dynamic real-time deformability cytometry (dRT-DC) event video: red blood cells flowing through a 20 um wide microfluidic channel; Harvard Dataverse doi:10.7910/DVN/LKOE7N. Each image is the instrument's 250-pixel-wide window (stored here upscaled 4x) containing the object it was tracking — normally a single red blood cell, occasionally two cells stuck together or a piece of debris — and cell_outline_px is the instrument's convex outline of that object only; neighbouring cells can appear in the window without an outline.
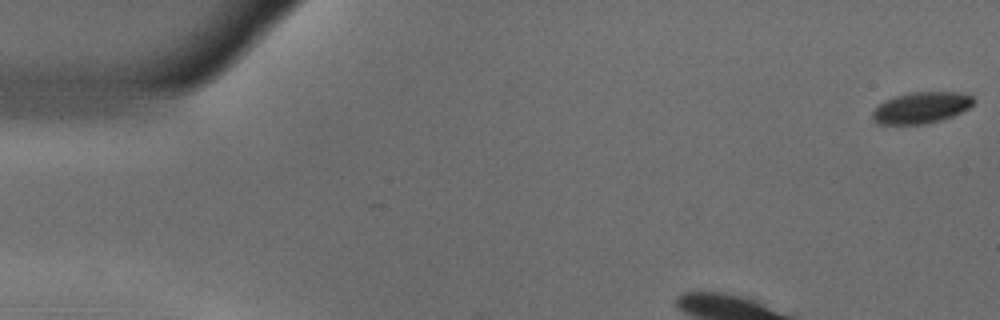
{"species": "common noctule bat (a hibernating species)", "species_latin": "Nyctalus noctula", "temperature_condition": "warm", "stored_images_in_passage": 49, "camera_frame_rate_fps": 3000, "um_per_image_px": 0.085, "animal": {"sex": "male", "body_mass_g": 18.8}, "frame": {"image": 1, "passage_image": 1, "time_ms": 0.0, "image_size_px": [1000, 320], "cell_outline_px": [[976, 100], [968, 108], [952, 116], [940, 120], [924, 124], [880, 124], [872, 120], [872, 112], [880, 104], [896, 96], [912, 92], [960, 92], [972, 96]], "centroid_in_image_um": [78.32, 9.15], "position_along_channel_um": 6.7, "area_um2": 18.21}}
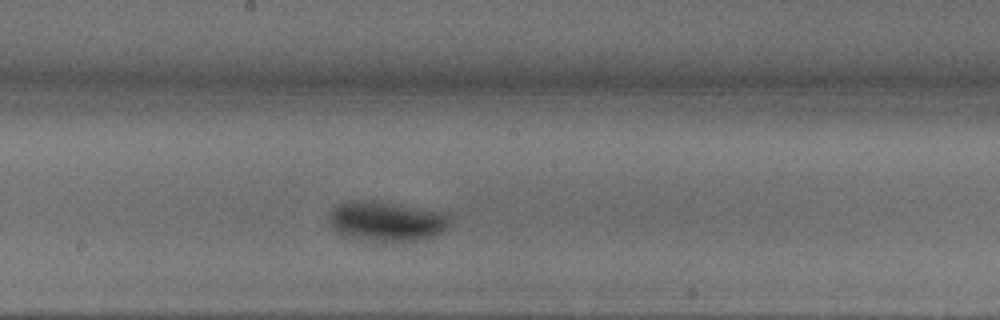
{"frame": {"image": 2, "passage_image": 23, "time_ms": 7.333, "image_size_px": [1000, 320], "cell_outline_px": [[448, 228], [432, 236], [416, 240], [384, 244], [364, 244], [332, 228], [328, 220], [328, 212], [332, 208], [340, 204], [352, 200], [372, 200], [440, 212], [448, 216]], "centroid_in_image_um": [32.75, 18.86], "position_along_channel_um": 215.5, "area_um2": 28.61}}
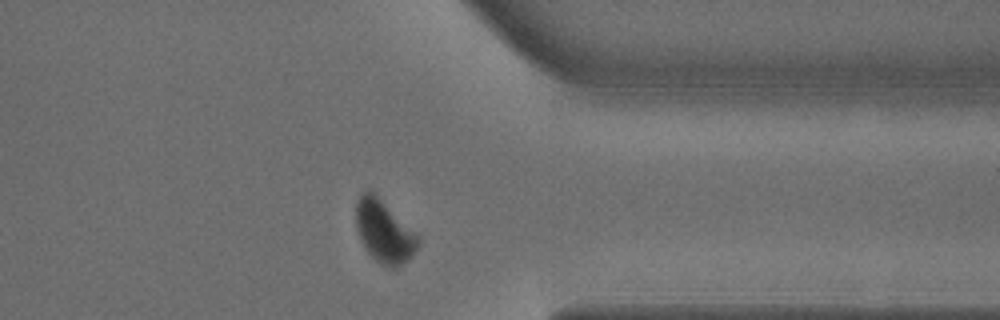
{"frame": {"image": 3, "passage_image": 37, "time_ms": 12.0, "image_size_px": [1000, 320], "cell_outline_px": [[420, 244], [412, 256], [408, 260], [392, 268], [388, 268], [380, 264], [364, 248], [360, 240], [356, 228], [356, 200], [364, 192], [372, 192], [416, 232], [420, 236]], "centroid_in_image_um": [32.66, 19.72], "position_along_channel_um": 378.7, "area_um2": 22.37}, "authors_computed_cell_mechanics": {"area_um2": 25.9522, "velocity_mm_per_s": 3.6513, "shape_relaxation_time_tau1_ms": 3.9699, "shape_relaxation_time_tau2_ms": null, "deformation_change_tau1": 0.1376, "deformation_change_tau2": null}}